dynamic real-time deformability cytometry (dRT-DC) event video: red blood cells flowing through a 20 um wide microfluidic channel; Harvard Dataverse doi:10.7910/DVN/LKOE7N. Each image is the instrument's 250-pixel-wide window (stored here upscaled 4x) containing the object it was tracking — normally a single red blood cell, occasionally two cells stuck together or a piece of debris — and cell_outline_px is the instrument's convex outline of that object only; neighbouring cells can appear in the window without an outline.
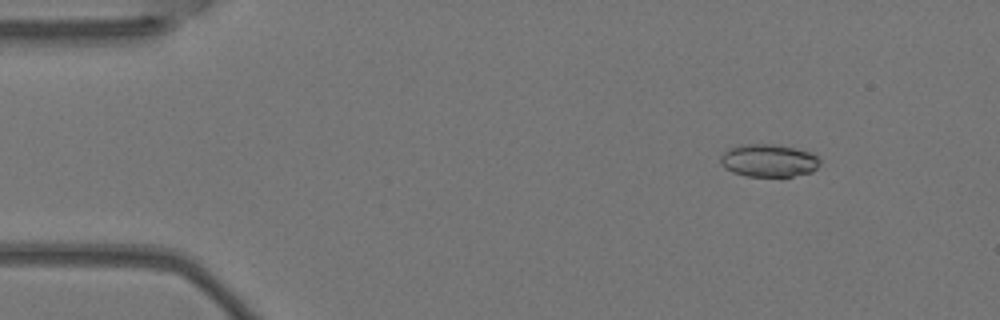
{"species": "Egyptian fruit bat (a non-hibernating species)", "species_latin": "Rousettus aegyptiacus", "temperature_condition": "warm", "stored_images_in_passage": 5, "camera_frame_rate_fps": 3000, "um_per_image_px": 0.085, "animal": {"sex": "female"}, "frame": {"image": 1, "passage_image": 2, "time_ms": 0.333, "image_size_px": [1000, 320], "cell_outline_px": [[820, 164], [812, 172], [792, 176], [744, 176], [732, 172], [724, 168], [720, 164], [720, 156], [728, 148], [740, 144], [772, 144], [796, 148], [808, 152], [816, 156], [820, 160]], "centroid_in_image_um": [65.29, 13.64], "position_along_channel_um": 19.7, "area_um2": 19.07}}